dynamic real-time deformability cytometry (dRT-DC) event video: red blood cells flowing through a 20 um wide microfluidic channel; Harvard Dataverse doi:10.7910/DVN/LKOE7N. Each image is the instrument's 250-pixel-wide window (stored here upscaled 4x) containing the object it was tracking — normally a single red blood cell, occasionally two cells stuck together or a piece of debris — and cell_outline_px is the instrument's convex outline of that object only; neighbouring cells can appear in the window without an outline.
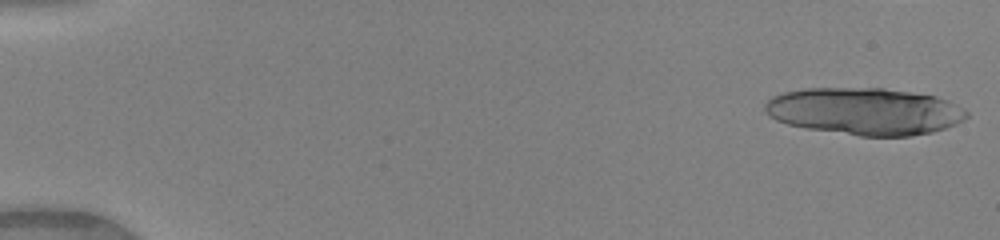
{"species": "human", "species_latin": "Homo sapiens", "temperature_condition": "warm", "stored_images_in_passage": 26, "camera_frame_rate_fps": 3000, "um_per_image_px": 0.085, "donor": {"sex": "female"}, "frame": {"image": 1, "passage_image": 1, "time_ms": 0.0, "image_size_px": [1000, 240], "cell_outline_px": [[968, 116], [964, 120], [956, 124], [932, 132], [908, 136], [860, 136], [808, 128], [788, 124], [776, 120], [768, 116], [764, 108], [764, 104], [772, 96], [784, 92], [804, 88], [884, 88], [936, 96], [948, 100], [964, 108], [968, 112]], "centroid_in_image_um": [73.5, 9.45], "position_along_channel_um": 11.5, "area_um2": 55.43}}